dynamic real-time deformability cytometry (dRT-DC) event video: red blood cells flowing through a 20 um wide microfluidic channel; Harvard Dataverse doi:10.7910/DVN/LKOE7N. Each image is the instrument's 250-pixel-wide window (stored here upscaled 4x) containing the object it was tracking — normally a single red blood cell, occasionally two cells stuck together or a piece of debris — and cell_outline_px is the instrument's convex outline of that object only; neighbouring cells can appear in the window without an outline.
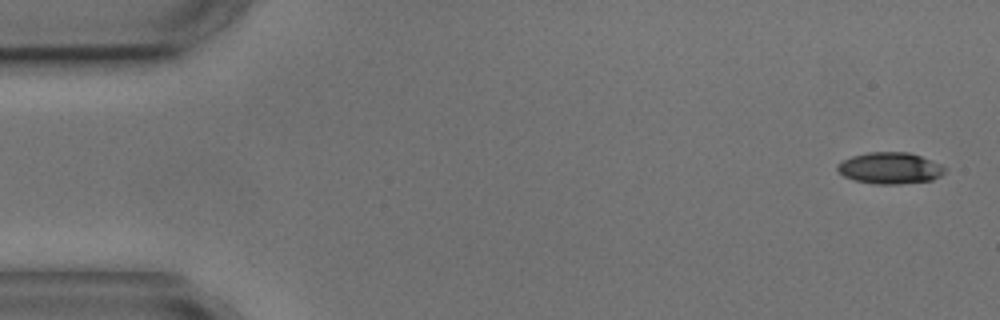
{"species": "common noctule bat (a hibernating species)", "species_latin": "Nyctalus noctula", "temperature_condition": "cold", "stored_images_in_passage": 7, "camera_frame_rate_fps": 3000, "um_per_image_px": 0.085, "animal": {"sex": "male", "body_mass_g": 17.9, "forearm_length_mm": 54.2}, "frame": {"image": 1, "passage_image": 1, "time_ms": 0.0, "image_size_px": [1000, 320], "cell_outline_px": [[948, 168], [940, 176], [932, 180], [900, 184], [876, 184], [856, 180], [844, 176], [836, 168], [836, 164], [852, 156], [868, 152], [908, 152], [920, 156], [940, 164]], "centroid_in_image_um": [75.66, 14.29], "position_along_channel_um": 9.3, "area_um2": 19.59}}
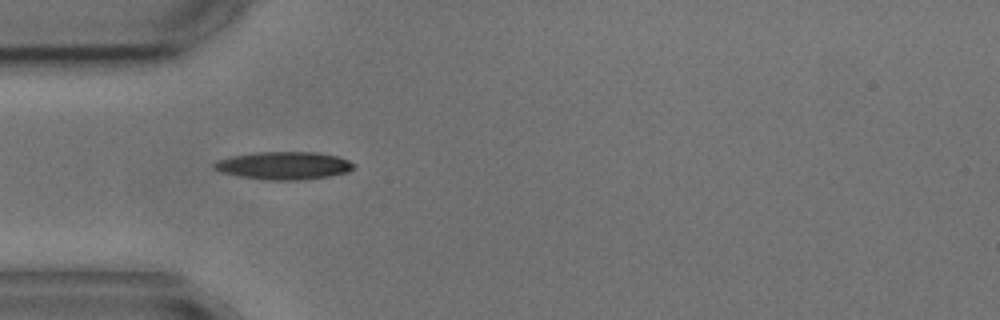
{"frame": {"image": 2, "passage_image": 5, "time_ms": 4.667, "image_size_px": [1000, 320], "cell_outline_px": [[356, 168], [348, 172], [328, 176], [304, 180], [264, 180], [240, 176], [224, 172], [212, 168], [212, 164], [216, 160], [232, 156], [256, 152], [316, 152], [336, 156], [348, 160], [356, 164]], "centroid_in_image_um": [24.15, 14.07], "position_along_channel_um": 60.9, "area_um2": 22.72}}